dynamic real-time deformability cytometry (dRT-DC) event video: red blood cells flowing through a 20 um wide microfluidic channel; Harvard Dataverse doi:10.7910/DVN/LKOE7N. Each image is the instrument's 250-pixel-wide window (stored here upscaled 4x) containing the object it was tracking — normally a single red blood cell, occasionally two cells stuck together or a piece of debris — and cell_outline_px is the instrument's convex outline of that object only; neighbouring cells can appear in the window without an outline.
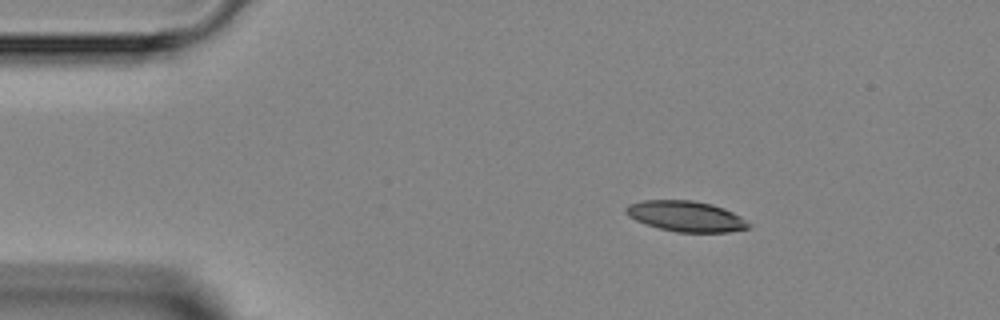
{"species": "Egyptian fruit bat (a non-hibernating species)", "species_latin": "Rousettus aegyptiacus", "temperature_condition": "room temperature", "stored_images_in_passage": 3, "camera_frame_rate_fps": 3000, "um_per_image_px": 0.085, "animal": {"sex": "female"}, "frame": {"image": 1, "passage_image": 1, "time_ms": 0.0, "image_size_px": [1000, 320], "cell_outline_px": [[752, 224], [748, 228], [728, 232], [676, 232], [644, 224], [628, 216], [624, 212], [624, 208], [628, 204], [644, 200], [692, 200], [712, 204], [724, 208], [740, 216]], "centroid_in_image_um": [58.28, 18.38], "position_along_channel_um": 26.7, "area_um2": 21.96}}
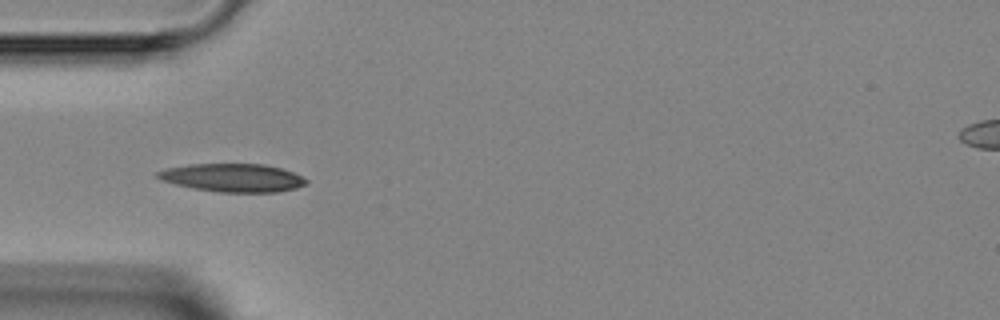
{"frame": {"image": 2, "passage_image": 3, "time_ms": 2.333, "image_size_px": [1000, 320], "cell_outline_px": [[308, 184], [296, 188], [276, 192], [220, 192], [192, 188], [176, 184], [164, 180], [156, 176], [156, 172], [168, 168], [188, 164], [264, 164], [280, 168], [304, 176], [308, 180]], "centroid_in_image_um": [19.84, 15.11], "position_along_channel_um": 65.2, "area_um2": 24.33}}